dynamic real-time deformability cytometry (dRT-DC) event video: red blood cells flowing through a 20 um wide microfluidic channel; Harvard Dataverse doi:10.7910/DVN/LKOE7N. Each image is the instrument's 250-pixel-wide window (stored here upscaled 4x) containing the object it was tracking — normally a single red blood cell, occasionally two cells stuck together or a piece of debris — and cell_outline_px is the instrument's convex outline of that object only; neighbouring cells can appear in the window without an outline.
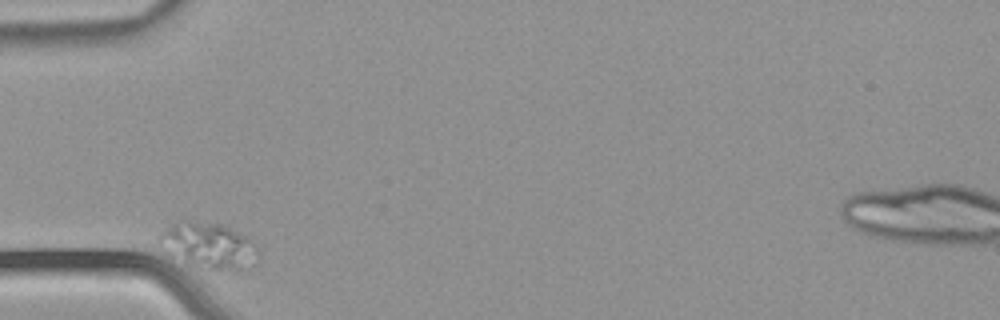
{"species": "common noctule bat (a hibernating species)", "species_latin": "Nyctalus noctula", "temperature_condition": "warm", "stored_images_in_passage": 3, "camera_frame_rate_fps": 3000, "um_per_image_px": 0.085, "animal": {"sex": "male", "body_mass_g": 21.5, "forearm_length_mm": 52.0}, "frame": {"image": 1, "passage_image": 1, "time_ms": 0.0, "image_size_px": [1000, 320], "cell_outline_px": [[256, 252], [252, 268], [248, 272], [244, 272], [208, 268], [184, 260], [160, 236], [160, 232], [176, 220], [188, 220], [216, 224], [228, 228], [248, 236], [252, 240], [256, 248]], "centroid_in_image_um": [17.91, 20.86], "position_along_channel_um": 67.1, "area_um2": 25.03}}
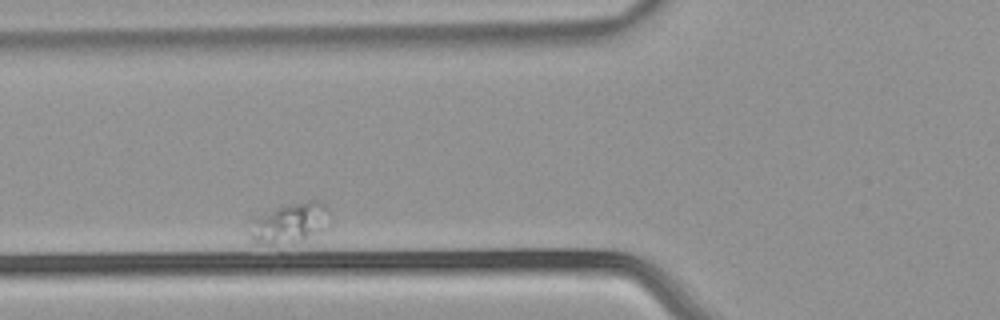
{"frame": {"image": 2, "passage_image": 2, "time_ms": 0.333, "image_size_px": [1000, 320], "cell_outline_px": [[332, 220], [328, 228], [304, 240], [272, 244], [252, 244], [252, 220], [256, 216], [284, 204], [308, 200], [320, 200], [328, 204]], "centroid_in_image_um": [24.75, 18.91], "position_along_channel_um": 101.0, "area_um2": 19.31}}